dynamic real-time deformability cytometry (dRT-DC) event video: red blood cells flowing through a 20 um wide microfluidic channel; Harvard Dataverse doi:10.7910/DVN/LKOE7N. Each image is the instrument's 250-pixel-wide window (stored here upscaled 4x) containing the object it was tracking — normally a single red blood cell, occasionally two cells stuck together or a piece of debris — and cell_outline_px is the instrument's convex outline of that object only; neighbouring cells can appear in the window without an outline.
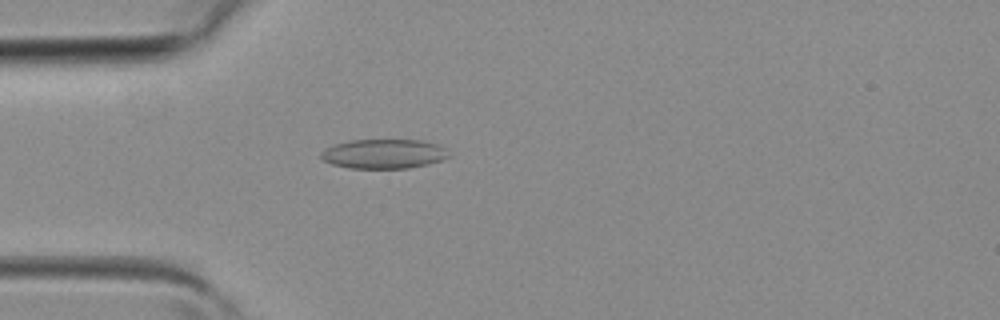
{"species": "common noctule bat (a hibernating species)", "species_latin": "Nyctalus noctula", "temperature_condition": "room temperature", "stored_images_in_passage": 3, "camera_frame_rate_fps": 3000, "um_per_image_px": 0.085, "animal": {"sex": "female", "body_mass_g": 19.3, "forearm_length_mm": 54.1}, "frame": {"image": 1, "passage_image": 3, "time_ms": 0.667, "image_size_px": [1000, 320], "cell_outline_px": [[452, 156], [444, 160], [428, 164], [408, 168], [352, 168], [332, 164], [324, 160], [320, 156], [320, 152], [324, 148], [336, 144], [352, 140], [424, 140], [440, 144]], "centroid_in_image_um": [32.68, 13.07], "position_along_channel_um": 52.3, "area_um2": 22.08}}